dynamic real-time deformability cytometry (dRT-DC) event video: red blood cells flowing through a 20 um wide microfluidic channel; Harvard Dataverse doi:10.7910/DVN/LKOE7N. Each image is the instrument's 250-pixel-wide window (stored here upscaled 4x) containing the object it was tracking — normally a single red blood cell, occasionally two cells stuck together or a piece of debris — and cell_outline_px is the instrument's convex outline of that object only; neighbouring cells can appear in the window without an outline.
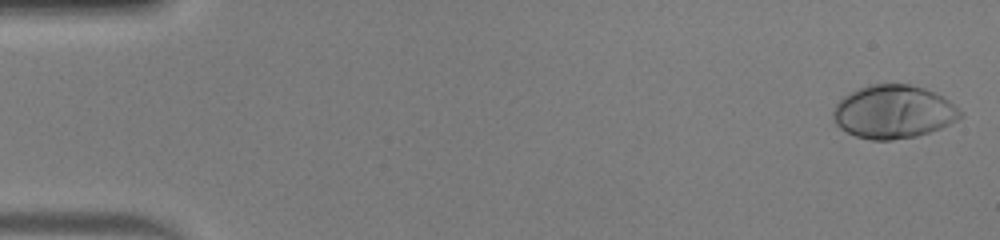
{"species": "human", "species_latin": "Homo sapiens", "temperature_condition": "warm", "stored_images_in_passage": 48, "camera_frame_rate_fps": 3000, "um_per_image_px": 0.085, "donor": {"sex": "male"}, "frame": {"image": 1, "passage_image": 1, "time_ms": 0.0, "image_size_px": [1000, 240], "cell_outline_px": [[964, 116], [940, 128], [916, 136], [892, 140], [872, 140], [856, 136], [840, 128], [836, 124], [832, 116], [832, 112], [836, 104], [844, 96], [868, 84], [908, 84], [924, 88], [948, 100], [964, 112]], "centroid_in_image_um": [75.94, 9.51], "position_along_channel_um": 9.1, "area_um2": 39.25}}
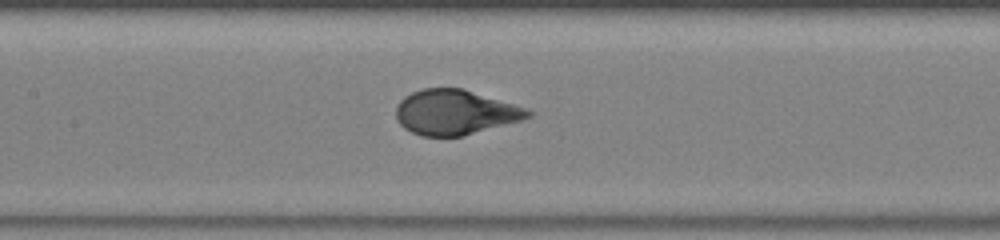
{"frame": {"image": 2, "passage_image": 23, "time_ms": 7.333, "image_size_px": [1000, 240], "cell_outline_px": [[532, 116], [520, 120], [464, 136], [420, 136], [404, 128], [396, 120], [396, 104], [404, 96], [412, 92], [424, 88], [464, 88], [528, 108], [532, 112]], "centroid_in_image_um": [38.67, 9.53], "position_along_channel_um": 168.7, "area_um2": 34.74}}
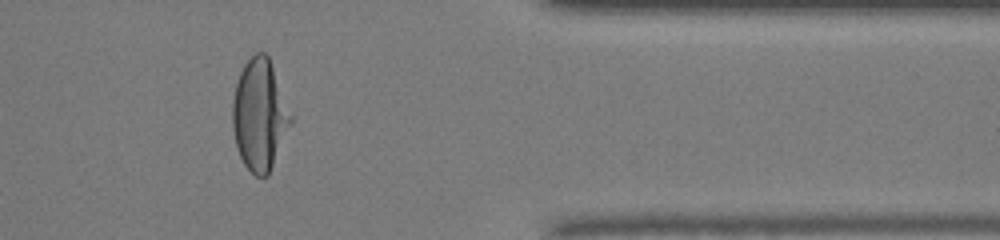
{"frame": {"image": 3, "passage_image": 40, "time_ms": 13.0, "image_size_px": [1000, 240], "cell_outline_px": [[292, 124], [268, 176], [256, 176], [244, 164], [236, 148], [232, 128], [232, 100], [236, 84], [240, 72], [244, 64], [256, 52], [264, 52], [268, 56], [292, 116]], "centroid_in_image_um": [22.06, 9.79], "position_along_channel_um": 389.3, "area_um2": 37.63}, "authors_computed_cell_mechanics": {"area_um2": 36.4718, "velocity_mm_per_s": 4.2269, "shape_relaxation_time_tau1_ms": 3.2485, "shape_relaxation_time_tau2_ms": null, "deformation_change_tau1": 0.2136, "deformation_change_tau2": null}}